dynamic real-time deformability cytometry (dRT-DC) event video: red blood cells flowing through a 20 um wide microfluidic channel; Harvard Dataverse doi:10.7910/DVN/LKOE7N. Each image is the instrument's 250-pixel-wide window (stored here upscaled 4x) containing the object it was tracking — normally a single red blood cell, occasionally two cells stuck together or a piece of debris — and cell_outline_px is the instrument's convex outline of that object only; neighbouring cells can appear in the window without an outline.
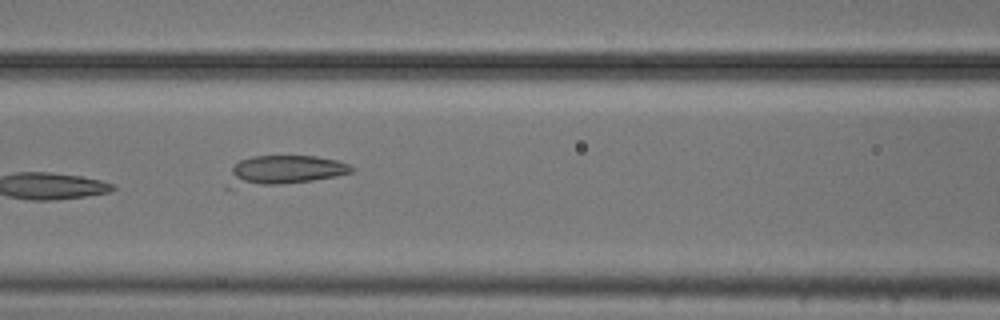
{"species": "common noctule bat (a hibernating species)", "species_latin": "Nyctalus noctula", "temperature_condition": "cold", "stored_images_in_passage": 9, "camera_frame_rate_fps": 3000, "um_per_image_px": 0.085, "animal": {"sex": "male", "body_mass_g": 20.5, "forearm_length_mm": 52.5}, "frame": {"image": 1, "passage_image": 6, "time_ms": 1.667, "image_size_px": [1000, 320], "cell_outline_px": [[356, 168], [352, 172], [336, 176], [312, 180], [280, 184], [228, 188], [224, 188], [224, 184], [232, 168], [240, 160], [252, 156], [316, 156], [336, 160], [348, 164]], "centroid_in_image_um": [24.09, 14.48], "position_along_channel_um": 142.5, "area_um2": 21.33}}
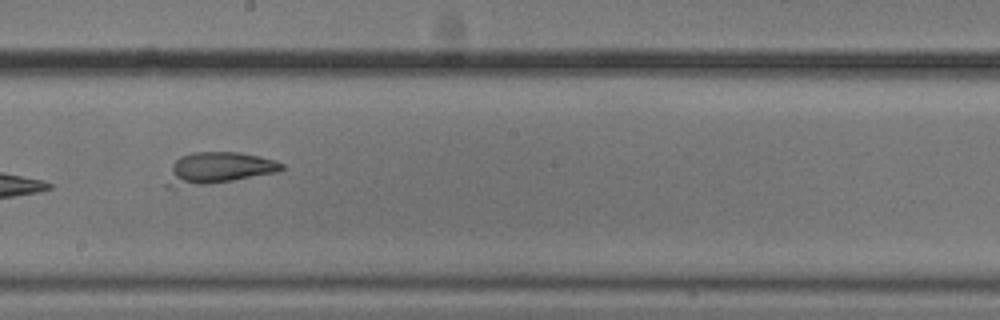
{"frame": {"image": 2, "passage_image": 8, "time_ms": 2.333, "image_size_px": [1000, 320], "cell_outline_px": [[284, 168], [280, 172], [208, 184], [168, 188], [164, 184], [172, 164], [180, 156], [192, 152], [240, 152], [260, 156], [276, 160], [284, 164]], "centroid_in_image_um": [18.55, 14.29], "position_along_channel_um": 229.6, "area_um2": 21.39}}
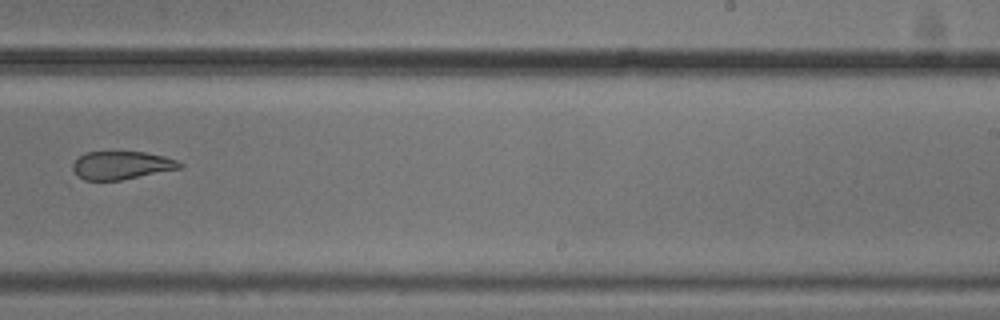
{"frame": {"image": 3, "passage_image": 9, "time_ms": 2.667, "image_size_px": [1000, 320], "cell_outline_px": [[184, 164], [180, 168], [120, 180], [84, 180], [76, 176], [72, 168], [72, 164], [84, 152], [144, 152], [164, 156], [176, 160]], "centroid_in_image_um": [10.29, 14.05], "position_along_channel_um": 278.7, "area_um2": 17.4}}